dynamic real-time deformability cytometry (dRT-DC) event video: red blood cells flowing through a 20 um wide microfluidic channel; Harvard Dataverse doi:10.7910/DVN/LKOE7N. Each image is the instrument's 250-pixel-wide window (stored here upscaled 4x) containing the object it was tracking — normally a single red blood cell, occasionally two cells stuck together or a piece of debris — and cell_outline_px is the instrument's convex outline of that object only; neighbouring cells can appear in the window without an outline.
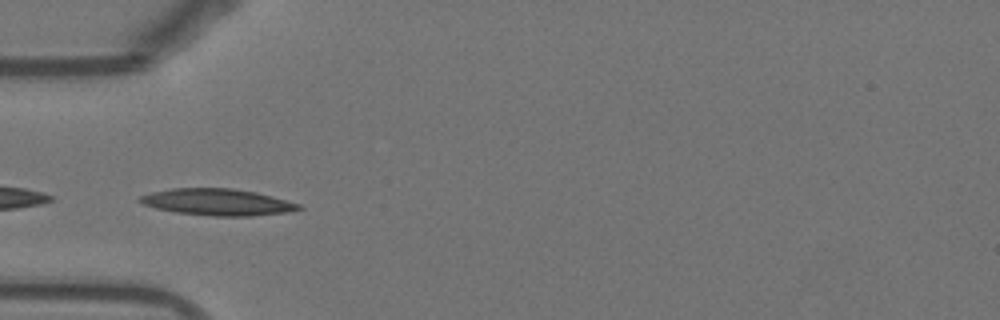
{"species": "Egyptian fruit bat (a non-hibernating species)", "species_latin": "Rousettus aegyptiacus", "temperature_condition": "warm", "stored_images_in_passage": 24, "camera_frame_rate_fps": 3000, "um_per_image_px": 0.085, "animal": {"sex": "female"}, "frame": {"image": 1, "passage_image": 13, "time_ms": 4.0, "image_size_px": [1000, 320], "cell_outline_px": [[304, 208], [288, 212], [252, 216], [212, 216], [176, 212], [156, 208], [144, 204], [136, 200], [140, 196], [152, 192], [172, 188], [232, 188], [256, 192], [272, 196], [300, 204]], "centroid_in_image_um": [18.5, 17.18], "position_along_channel_um": 66.5, "area_um2": 24.62}}
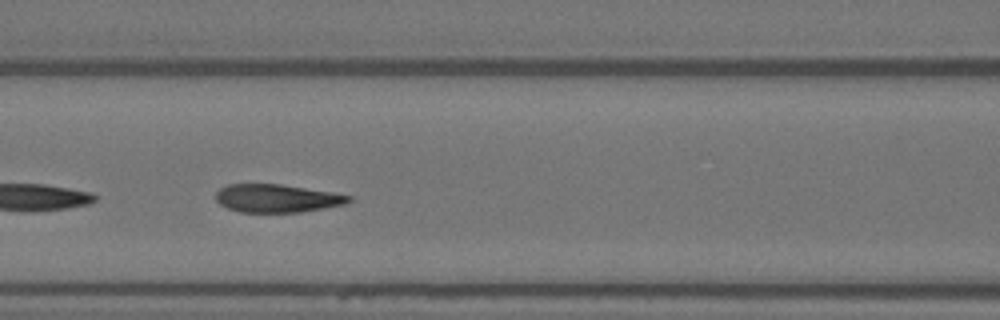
{"frame": {"image": 2, "passage_image": 19, "time_ms": 6.0, "image_size_px": [1000, 320], "cell_outline_px": [[352, 200], [344, 204], [300, 212], [240, 212], [228, 208], [220, 204], [216, 200], [216, 192], [220, 188], [228, 184], [280, 184], [332, 192], [352, 196]], "centroid_in_image_um": [23.52, 16.85], "position_along_channel_um": 143.1, "area_um2": 21.62}}